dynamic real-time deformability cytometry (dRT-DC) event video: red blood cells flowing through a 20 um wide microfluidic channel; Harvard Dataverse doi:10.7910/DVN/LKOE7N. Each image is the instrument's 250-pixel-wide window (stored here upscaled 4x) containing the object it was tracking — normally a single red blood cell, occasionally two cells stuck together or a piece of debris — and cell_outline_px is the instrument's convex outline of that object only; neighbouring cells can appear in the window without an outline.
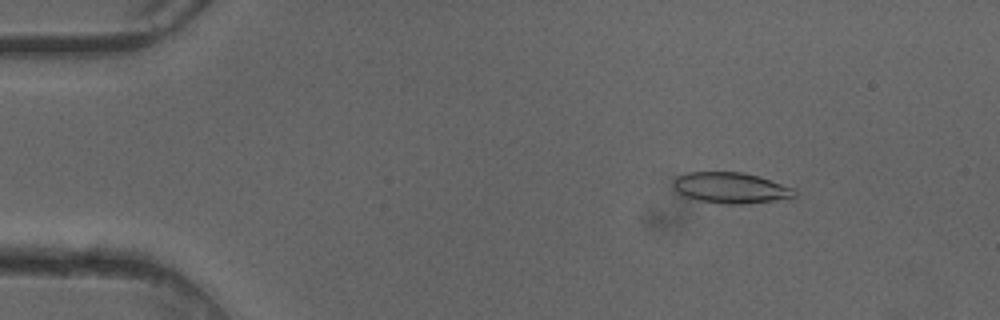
{"species": "common noctule bat (a hibernating species)", "species_latin": "Nyctalus noctula", "temperature_condition": "cold", "stored_images_in_passage": 50, "camera_frame_rate_fps": 3000, "um_per_image_px": 0.085, "animal": {"sex": "female"}, "frame": {"image": 1, "passage_image": 7, "time_ms": 2.0, "image_size_px": [1000, 320], "cell_outline_px": [[796, 200], [744, 204], [720, 204], [700, 200], [684, 196], [676, 188], [676, 176], [688, 172], [740, 172], [756, 176], [796, 188]], "centroid_in_image_um": [62.27, 16.0], "position_along_channel_um": 22.7, "area_um2": 22.02}}
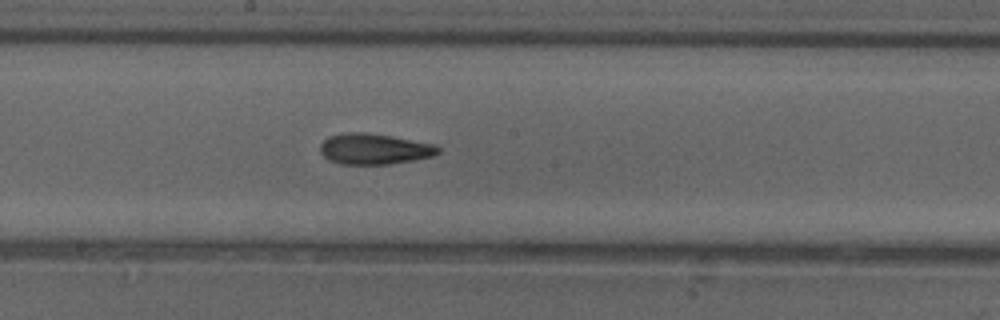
{"frame": {"image": 2, "passage_image": 27, "time_ms": 8.667, "image_size_px": [1000, 320], "cell_outline_px": [[440, 152], [432, 156], [412, 160], [388, 164], [340, 164], [328, 160], [320, 152], [320, 144], [328, 136], [348, 132], [368, 132], [392, 136], [436, 144], [440, 148]], "centroid_in_image_um": [31.8, 12.65], "position_along_channel_um": 216.4, "area_um2": 21.27}}
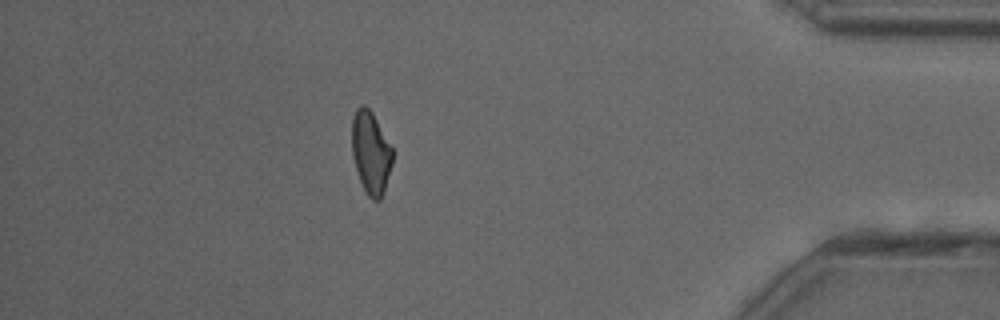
{"frame": {"image": 3, "passage_image": 44, "time_ms": 14.333, "image_size_px": [1000, 320], "cell_outline_px": [[392, 164], [380, 200], [372, 200], [368, 196], [360, 180], [352, 156], [352, 116], [356, 108], [360, 104], [364, 104], [372, 112], [392, 148]], "centroid_in_image_um": [31.49, 12.93], "position_along_channel_um": 403.7, "area_um2": 19.31}, "authors_computed_cell_mechanics": {"area_um2": 20.7213, "velocity_mm_per_s": 4.1056, "shape_relaxation_time_tau1_ms": 7.1548, "shape_relaxation_time_tau2_ms": 3.2691, "deformation_change_tau1": 0.2092, "deformation_change_tau2": 0.1245}}